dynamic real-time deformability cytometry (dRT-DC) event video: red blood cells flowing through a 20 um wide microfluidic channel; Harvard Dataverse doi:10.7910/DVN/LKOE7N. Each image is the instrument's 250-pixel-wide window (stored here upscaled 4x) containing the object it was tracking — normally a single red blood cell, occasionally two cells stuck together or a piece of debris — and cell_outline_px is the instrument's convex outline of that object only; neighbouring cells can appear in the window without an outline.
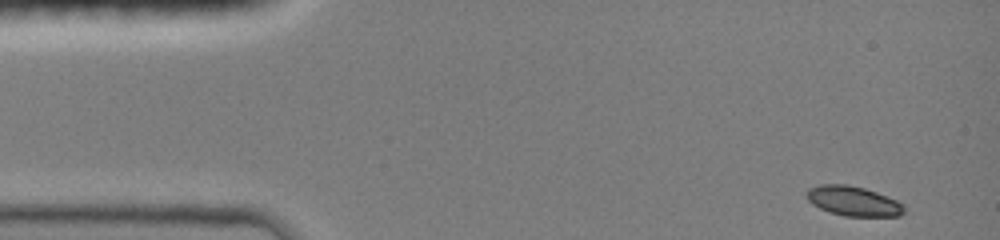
{"species": "common noctule bat (a hibernating species)", "species_latin": "Nyctalus noctula", "temperature_condition": "room temperature", "stored_images_in_passage": 43, "camera_frame_rate_fps": 3000, "um_per_image_px": 0.085, "animal": {"sex": "female", "body_mass_g": 19.0, "forearm_length_mm": 51.5}, "frame": {"image": 1, "passage_image": 1, "time_ms": 0.0, "image_size_px": [1000, 240], "cell_outline_px": [[904, 212], [900, 216], [844, 216], [828, 212], [812, 204], [804, 196], [808, 188], [820, 184], [848, 184], [864, 188], [876, 192], [896, 200], [904, 204]], "centroid_in_image_um": [72.49, 17.09], "position_along_channel_um": 12.5, "area_um2": 17.05}}
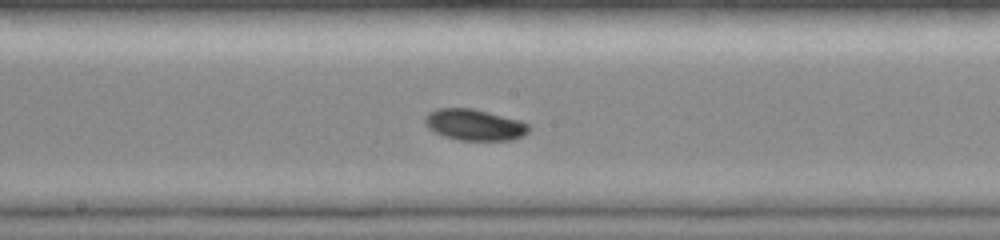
{"frame": {"image": 2, "passage_image": 23, "time_ms": 7.333, "image_size_px": [1000, 240], "cell_outline_px": [[528, 132], [524, 136], [512, 140], [460, 140], [444, 136], [428, 128], [424, 124], [424, 116], [428, 112], [436, 108], [472, 108], [520, 120], [528, 124]], "centroid_in_image_um": [40.3, 10.6], "position_along_channel_um": 207.9, "area_um2": 18.96}}
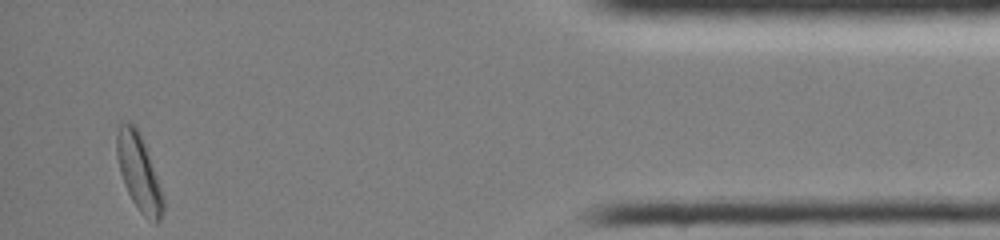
{"frame": {"image": 3, "passage_image": 43, "time_ms": 14.0, "image_size_px": [1000, 240], "cell_outline_px": [[164, 208], [160, 220], [156, 224], [144, 216], [140, 212], [132, 200], [124, 184], [120, 172], [116, 156], [116, 136], [120, 120], [128, 120], [136, 124], [140, 132], [164, 196]], "centroid_in_image_um": [11.78, 14.59], "position_along_channel_um": 423.4, "area_um2": 20.92}, "authors_computed_cell_mechanics": {"area_um2": 18.1492, "velocity_mm_per_s": 4.0291, "shape_relaxation_time_tau1_ms": 2.1389, "shape_relaxation_time_tau2_ms": null, "deformation_change_tau1": 0.0746, "deformation_change_tau2": null}}